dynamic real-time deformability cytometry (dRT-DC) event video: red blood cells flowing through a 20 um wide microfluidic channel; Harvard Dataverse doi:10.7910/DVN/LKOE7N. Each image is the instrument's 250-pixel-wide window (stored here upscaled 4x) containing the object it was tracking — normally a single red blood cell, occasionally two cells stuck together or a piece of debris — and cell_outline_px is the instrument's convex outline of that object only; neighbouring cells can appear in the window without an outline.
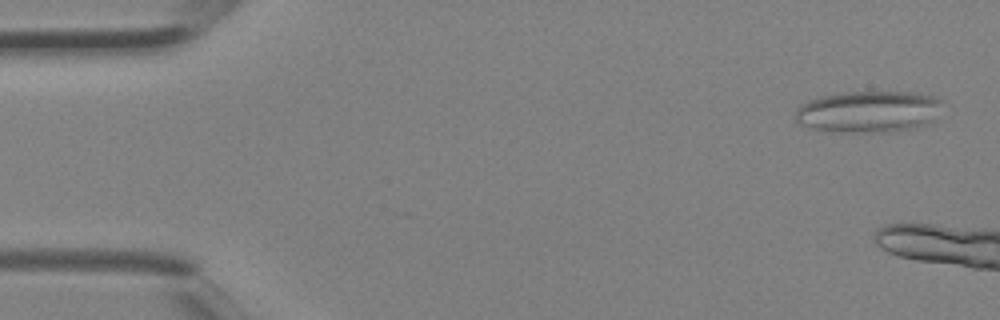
{"species": "Egyptian fruit bat (a non-hibernating species)", "species_latin": "Rousettus aegyptiacus", "temperature_condition": "room temperature", "stored_images_in_passage": 5, "camera_frame_rate_fps": 3000, "um_per_image_px": 0.085, "animal": {"sex": "female"}, "frame": {"image": 1, "passage_image": 1, "time_ms": 0.0, "image_size_px": [1000, 320], "cell_outline_px": [[948, 104], [936, 120], [932, 124], [892, 132], [840, 132], [812, 128], [800, 124], [796, 120], [796, 108], [808, 100], [820, 96], [840, 92], [916, 92], [932, 96], [944, 100]], "centroid_in_image_um": [73.96, 9.48], "position_along_channel_um": 11.0, "area_um2": 36.65}}